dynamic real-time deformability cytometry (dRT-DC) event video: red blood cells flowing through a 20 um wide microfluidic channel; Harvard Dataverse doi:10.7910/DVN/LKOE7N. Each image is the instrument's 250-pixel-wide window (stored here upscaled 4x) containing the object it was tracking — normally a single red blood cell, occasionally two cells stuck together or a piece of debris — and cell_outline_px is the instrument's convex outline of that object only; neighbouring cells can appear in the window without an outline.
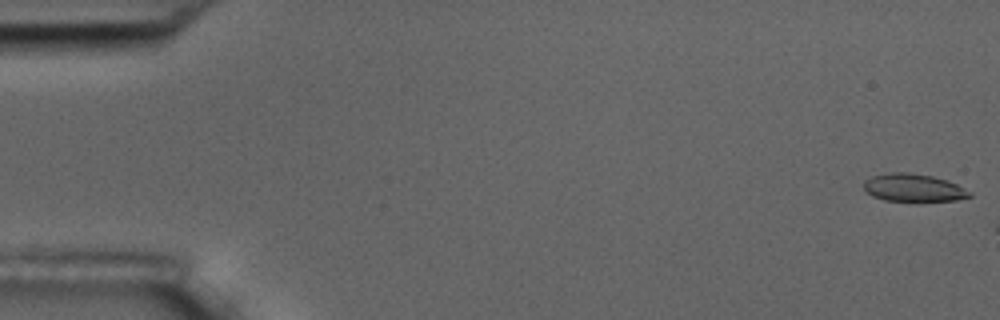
{"species": "common noctule bat (a hibernating species)", "species_latin": "Nyctalus noctula", "temperature_condition": "room temperature", "stored_images_in_passage": 3, "camera_frame_rate_fps": 3000, "um_per_image_px": 0.085, "animal": {"sex": "male", "body_mass_g": 17.5, "forearm_length_mm": 52.3}, "frame": {"image": 1, "passage_image": 1, "time_ms": 0.0, "image_size_px": [1000, 320], "cell_outline_px": [[972, 196], [956, 200], [884, 200], [872, 196], [864, 192], [864, 180], [872, 176], [892, 172], [908, 172], [932, 176], [948, 180], [972, 192]], "centroid_in_image_um": [77.62, 15.94], "position_along_channel_um": 7.4, "area_um2": 16.99}}